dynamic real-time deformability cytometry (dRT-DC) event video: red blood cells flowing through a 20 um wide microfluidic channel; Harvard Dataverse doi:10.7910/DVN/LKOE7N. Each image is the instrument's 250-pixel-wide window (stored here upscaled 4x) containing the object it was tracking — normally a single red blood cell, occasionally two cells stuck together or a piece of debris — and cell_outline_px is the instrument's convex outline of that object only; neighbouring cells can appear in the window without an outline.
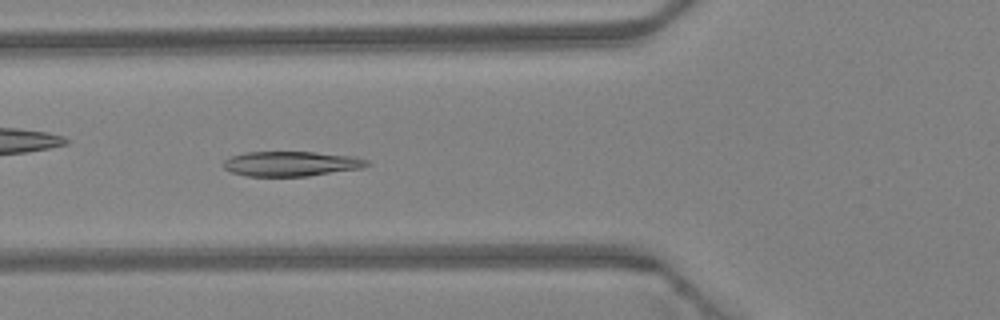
{"species": "Egyptian fruit bat (a non-hibernating species)", "species_latin": "Rousettus aegyptiacus", "temperature_condition": "warm", "stored_images_in_passage": 35, "camera_frame_rate_fps": 3000, "um_per_image_px": 0.085, "animal": {"sex": "female"}, "frame": {"image": 1, "passage_image": 6, "time_ms": 1.667, "image_size_px": [1000, 320], "cell_outline_px": [[368, 164], [364, 168], [308, 176], [248, 176], [232, 172], [224, 168], [224, 160], [232, 156], [244, 152], [316, 152], [352, 156], [368, 160]], "centroid_in_image_um": [24.76, 13.92], "position_along_channel_um": 101.0, "area_um2": 20.75}}
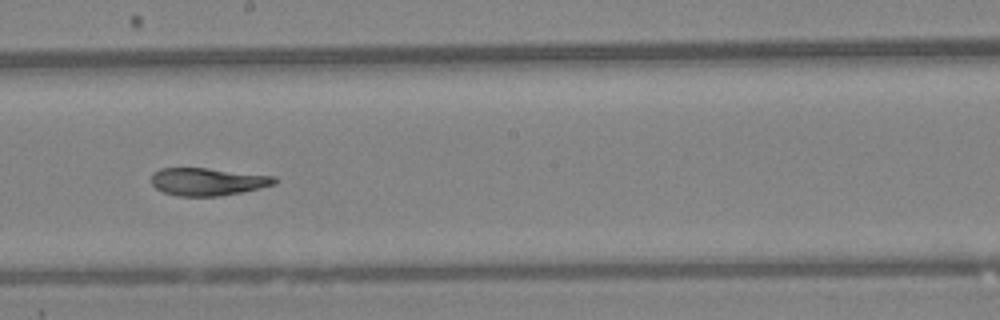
{"frame": {"image": 2, "passage_image": 15, "time_ms": 4.667, "image_size_px": [1000, 320], "cell_outline_px": [[276, 184], [240, 192], [220, 196], [180, 196], [164, 192], [156, 188], [152, 184], [152, 172], [160, 168], [208, 168], [276, 176]], "centroid_in_image_um": [17.64, 15.43], "position_along_channel_um": 230.6, "area_um2": 19.77}}
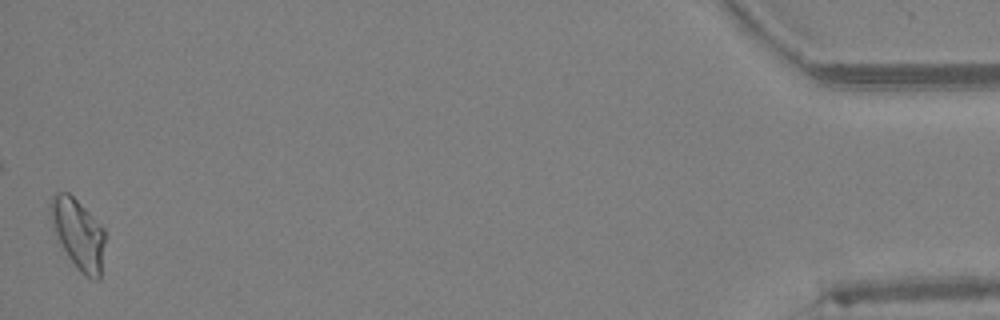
{"frame": {"image": 3, "passage_image": 35, "time_ms": 11.333, "image_size_px": [1000, 320], "cell_outline_px": [[104, 240], [100, 280], [88, 280], [76, 268], [68, 256], [56, 236], [52, 220], [52, 196], [56, 192], [68, 192], [104, 228]], "centroid_in_image_um": [6.68, 19.95], "position_along_channel_um": 428.5, "area_um2": 21.73}, "authors_computed_cell_mechanics": {"area_um2": 20.6346, "velocity_mm_per_s": 4.3487, "shape_relaxation_time_tau1_ms": 9.5208, "shape_relaxation_time_tau2_ms": 4.948, "deformation_change_tau1": 0.2361, "deformation_change_tau2": 0.1122}}